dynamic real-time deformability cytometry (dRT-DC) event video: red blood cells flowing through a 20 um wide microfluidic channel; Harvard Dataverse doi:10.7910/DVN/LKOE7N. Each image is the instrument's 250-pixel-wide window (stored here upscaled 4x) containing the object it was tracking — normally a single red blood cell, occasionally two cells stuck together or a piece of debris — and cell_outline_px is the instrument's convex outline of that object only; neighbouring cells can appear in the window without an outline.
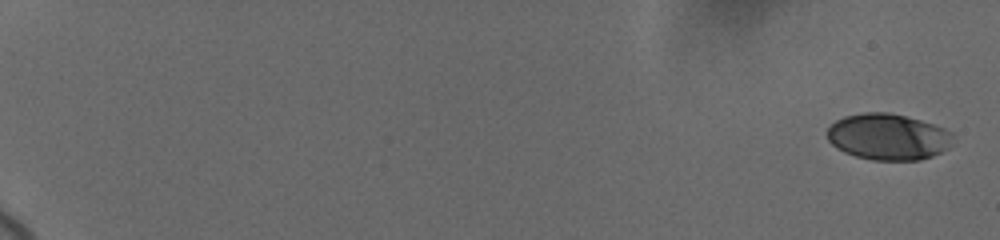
{"species": "human", "species_latin": "Homo sapiens", "temperature_condition": "cold", "stored_images_in_passage": 24, "camera_frame_rate_fps": 3000, "um_per_image_px": 0.085, "donor": {"sex": "female"}, "frame": {"image": 1, "passage_image": 1, "time_ms": 0.0, "image_size_px": [1000, 240], "cell_outline_px": [[952, 144], [948, 148], [932, 156], [920, 160], [872, 160], [856, 156], [844, 152], [836, 148], [828, 140], [828, 128], [836, 120], [844, 116], [864, 112], [888, 112], [920, 120], [944, 128], [952, 132]], "centroid_in_image_um": [75.48, 11.63], "position_along_channel_um": 9.5, "area_um2": 33.87}}
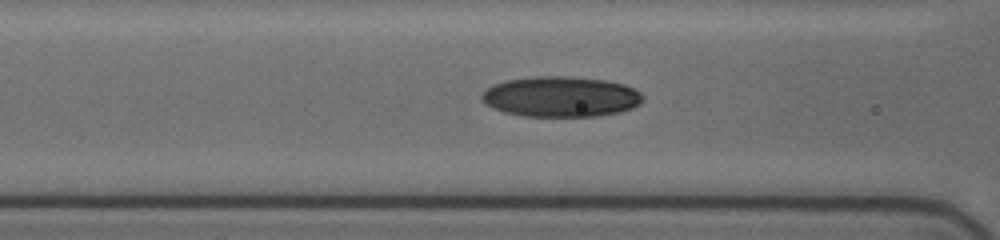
{"frame": {"image": 2, "passage_image": 15, "time_ms": 9.0, "image_size_px": [1000, 240], "cell_outline_px": [[644, 96], [640, 104], [632, 108], [620, 112], [596, 116], [524, 116], [504, 112], [492, 108], [480, 100], [480, 96], [488, 88], [496, 84], [508, 80], [536, 76], [560, 76], [604, 80], [624, 84], [640, 92]], "centroid_in_image_um": [47.67, 8.23], "position_along_channel_um": 118.9, "area_um2": 37.8}}
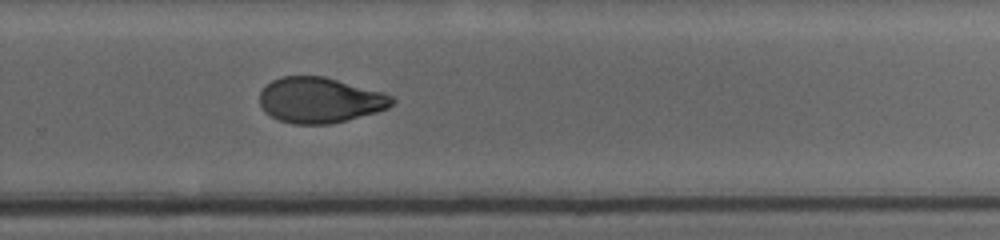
{"frame": {"image": 3, "passage_image": 24, "time_ms": 14.0, "image_size_px": [1000, 240], "cell_outline_px": [[396, 100], [388, 108], [376, 112], [332, 124], [292, 124], [280, 120], [264, 112], [260, 104], [260, 92], [272, 80], [280, 76], [324, 76], [384, 92], [392, 96]], "centroid_in_image_um": [27.2, 8.51], "position_along_channel_um": 302.6, "area_um2": 35.2}}